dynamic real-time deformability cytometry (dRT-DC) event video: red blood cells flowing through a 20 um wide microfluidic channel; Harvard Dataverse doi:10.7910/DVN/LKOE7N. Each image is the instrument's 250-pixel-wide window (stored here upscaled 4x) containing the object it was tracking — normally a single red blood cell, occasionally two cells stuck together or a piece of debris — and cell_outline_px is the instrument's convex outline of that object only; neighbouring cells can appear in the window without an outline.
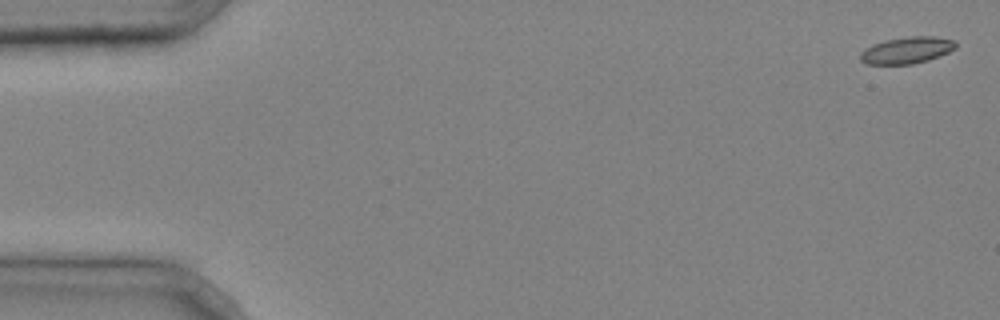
{"species": "common noctule bat (a hibernating species)", "species_latin": "Nyctalus noctula", "temperature_condition": "cold", "stored_images_in_passage": 4, "camera_frame_rate_fps": 3000, "um_per_image_px": 0.085, "animal": {"sex": "male", "body_mass_g": 20.4}, "frame": {"image": 1, "passage_image": 1, "time_ms": 0.0, "image_size_px": [1000, 320], "cell_outline_px": [[956, 48], [948, 52], [928, 60], [912, 64], [864, 64], [860, 60], [860, 52], [864, 48], [872, 44], [884, 40], [908, 36], [932, 36], [956, 40]], "centroid_in_image_um": [77.05, 4.26], "position_along_channel_um": 8.0, "area_um2": 14.97}}
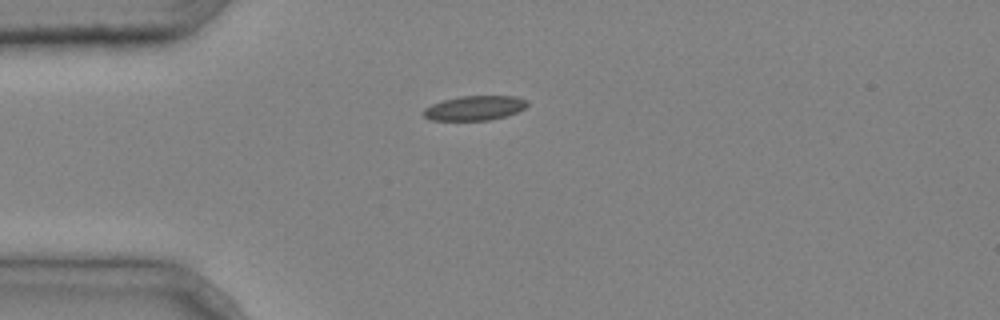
{"frame": {"image": 2, "passage_image": 4, "time_ms": 1.0, "image_size_px": [1000, 320], "cell_outline_px": [[528, 104], [524, 108], [516, 112], [492, 120], [432, 120], [424, 116], [424, 108], [432, 104], [444, 100], [460, 96], [516, 96], [528, 100]], "centroid_in_image_um": [40.36, 9.18], "position_along_channel_um": 44.6, "area_um2": 14.74}}